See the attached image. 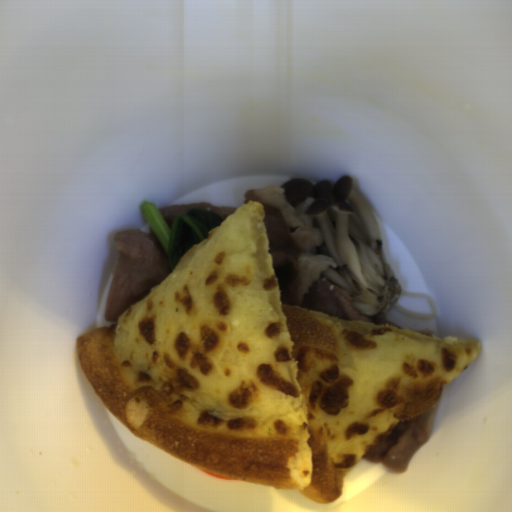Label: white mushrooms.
I'll return each mask as SVG.
<instances>
[{
	"instance_id": "1e6be865",
	"label": "white mushrooms",
	"mask_w": 512,
	"mask_h": 512,
	"mask_svg": "<svg viewBox=\"0 0 512 512\" xmlns=\"http://www.w3.org/2000/svg\"><path fill=\"white\" fill-rule=\"evenodd\" d=\"M280 188L293 208L315 198L305 210L322 237L315 254L329 256L337 265L321 277L348 294L352 309L366 319L387 316L402 286L387 262L380 227L352 177L340 176L332 184L293 177Z\"/></svg>"
}]
</instances>
